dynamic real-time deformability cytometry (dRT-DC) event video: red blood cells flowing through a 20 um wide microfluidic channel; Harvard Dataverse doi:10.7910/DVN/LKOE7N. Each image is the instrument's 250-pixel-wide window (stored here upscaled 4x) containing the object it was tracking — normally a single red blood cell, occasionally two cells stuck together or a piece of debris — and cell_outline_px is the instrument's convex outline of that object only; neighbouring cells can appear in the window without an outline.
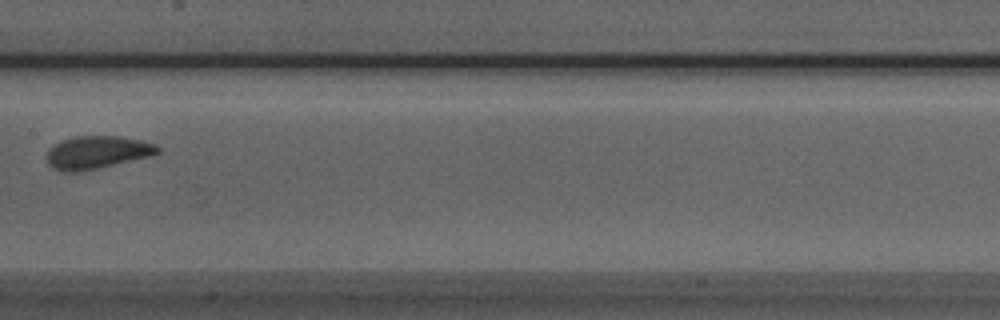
{"species": "Egyptian fruit bat (a non-hibernating species)", "species_latin": "Rousettus aegyptiacus", "temperature_condition": "room temperature", "stored_images_in_passage": 4, "camera_frame_rate_fps": 3000, "um_per_image_px": 0.085, "animal": {"sex": "male"}, "frame": {"image": 1, "passage_image": 4, "time_ms": 1.0, "image_size_px": [1000, 320], "cell_outline_px": [[160, 152], [152, 156], [80, 172], [60, 172], [52, 168], [48, 164], [48, 148], [64, 140], [76, 136], [116, 136], [140, 140], [156, 144], [160, 148]], "centroid_in_image_um": [8.26, 12.97], "position_along_channel_um": 199.1, "area_um2": 21.21}}